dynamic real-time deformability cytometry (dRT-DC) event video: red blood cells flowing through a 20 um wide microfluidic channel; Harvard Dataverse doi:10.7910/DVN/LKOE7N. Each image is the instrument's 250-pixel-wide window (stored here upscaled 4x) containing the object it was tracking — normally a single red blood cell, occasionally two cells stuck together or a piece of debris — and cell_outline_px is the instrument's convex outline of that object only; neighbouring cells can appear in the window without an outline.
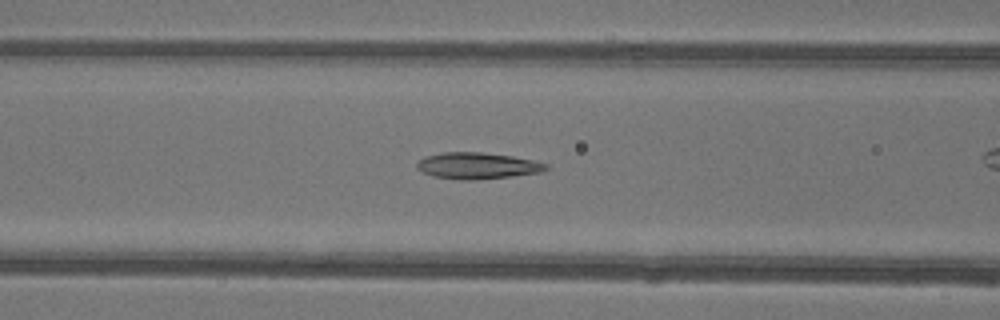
{"species": "common noctule bat (a hibernating species)", "species_latin": "Nyctalus noctula", "temperature_condition": "warm", "stored_images_in_passage": 40, "camera_frame_rate_fps": 3000, "um_per_image_px": 0.085, "animal": {"sex": "female"}, "frame": {"image": 1, "passage_image": 21, "time_ms": 6.667, "image_size_px": [1000, 320], "cell_outline_px": [[548, 168], [544, 172], [512, 176], [468, 180], [460, 180], [432, 176], [416, 168], [416, 164], [424, 156], [444, 152], [480, 152], [512, 156], [532, 160], [548, 164]], "centroid_in_image_um": [40.58, 14.08], "position_along_channel_um": 126.0, "area_um2": 19.83}}
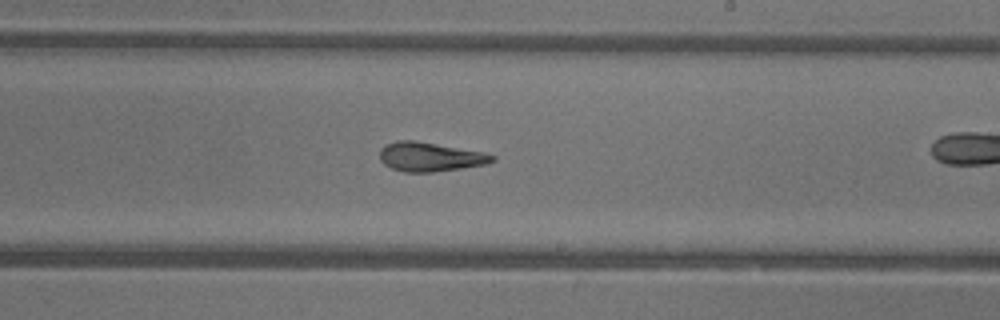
{"frame": {"image": 2, "passage_image": 30, "time_ms": 9.667, "image_size_px": [1000, 320], "cell_outline_px": [[496, 160], [488, 164], [432, 172], [404, 172], [392, 168], [384, 164], [380, 160], [380, 148], [384, 144], [396, 140], [416, 140], [484, 152], [496, 156]], "centroid_in_image_um": [36.55, 13.32], "position_along_channel_um": 252.5, "area_um2": 19.31}}
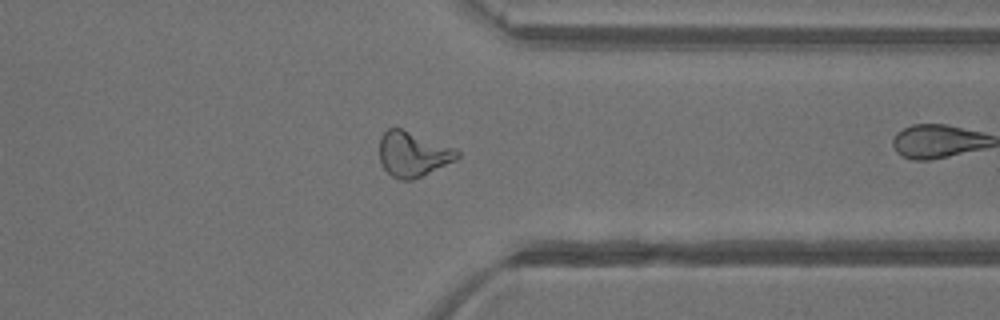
{"frame": {"image": 3, "passage_image": 39, "time_ms": 12.667, "image_size_px": [1000, 320], "cell_outline_px": [[460, 156], [456, 160], [412, 180], [400, 180], [392, 176], [380, 164], [380, 136], [388, 128], [400, 128], [456, 148], [460, 152]], "centroid_in_image_um": [35.1, 13.1], "position_along_channel_um": 376.3, "area_um2": 20.35}}